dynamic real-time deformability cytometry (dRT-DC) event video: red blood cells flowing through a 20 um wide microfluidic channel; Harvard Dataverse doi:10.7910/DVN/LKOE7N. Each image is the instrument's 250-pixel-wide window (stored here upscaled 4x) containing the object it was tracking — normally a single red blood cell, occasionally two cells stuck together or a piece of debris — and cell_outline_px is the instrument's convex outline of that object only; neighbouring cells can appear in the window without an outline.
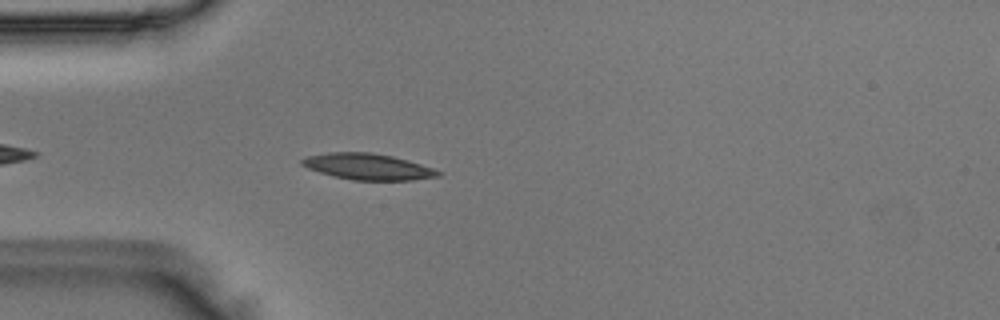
{"species": "Egyptian fruit bat (a non-hibernating species)", "species_latin": "Rousettus aegyptiacus", "temperature_condition": "room temperature", "stored_images_in_passage": 27, "camera_frame_rate_fps": 3000, "um_per_image_px": 0.085, "animal": {"sex": "male"}, "frame": {"image": 1, "passage_image": 4, "time_ms": 1.0, "image_size_px": [1000, 320], "cell_outline_px": [[444, 172], [440, 176], [412, 180], [352, 180], [320, 172], [308, 168], [300, 164], [300, 160], [308, 156], [328, 152], [372, 152], [392, 156], [408, 160]], "centroid_in_image_um": [31.29, 14.16], "position_along_channel_um": 53.7, "area_um2": 20.69}}
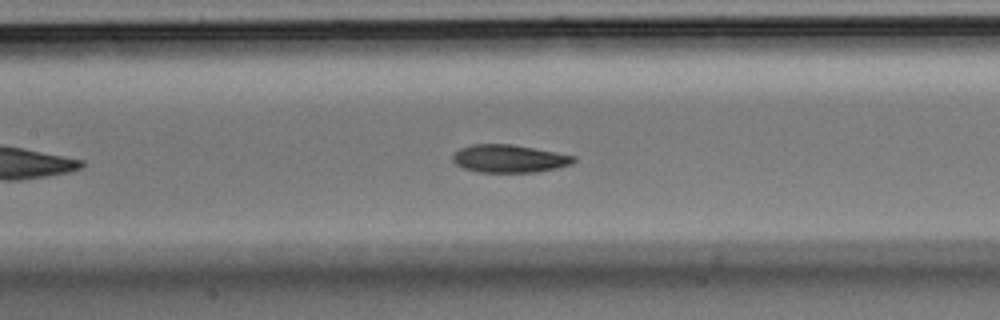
{"frame": {"image": 2, "passage_image": 13, "time_ms": 4.0, "image_size_px": [1000, 320], "cell_outline_px": [[576, 160], [572, 164], [556, 168], [536, 172], [480, 172], [464, 168], [456, 164], [452, 160], [452, 156], [460, 148], [472, 144], [512, 144], [556, 152], [576, 156]], "centroid_in_image_um": [43.29, 13.48], "position_along_channel_um": 164.1, "area_um2": 19.59}}
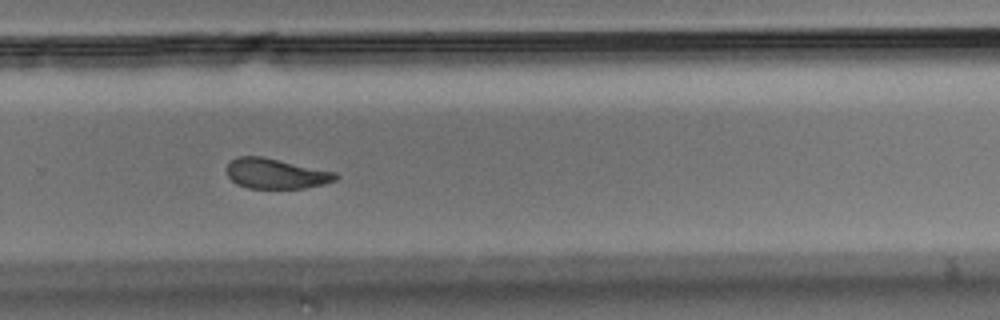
{"frame": {"image": 3, "passage_image": 24, "time_ms": 7.667, "image_size_px": [1000, 320], "cell_outline_px": [[340, 176], [336, 180], [324, 184], [304, 188], [248, 188], [236, 184], [228, 176], [228, 164], [236, 156], [260, 156], [336, 172]], "centroid_in_image_um": [23.47, 14.76], "position_along_channel_um": 306.3, "area_um2": 19.02}}